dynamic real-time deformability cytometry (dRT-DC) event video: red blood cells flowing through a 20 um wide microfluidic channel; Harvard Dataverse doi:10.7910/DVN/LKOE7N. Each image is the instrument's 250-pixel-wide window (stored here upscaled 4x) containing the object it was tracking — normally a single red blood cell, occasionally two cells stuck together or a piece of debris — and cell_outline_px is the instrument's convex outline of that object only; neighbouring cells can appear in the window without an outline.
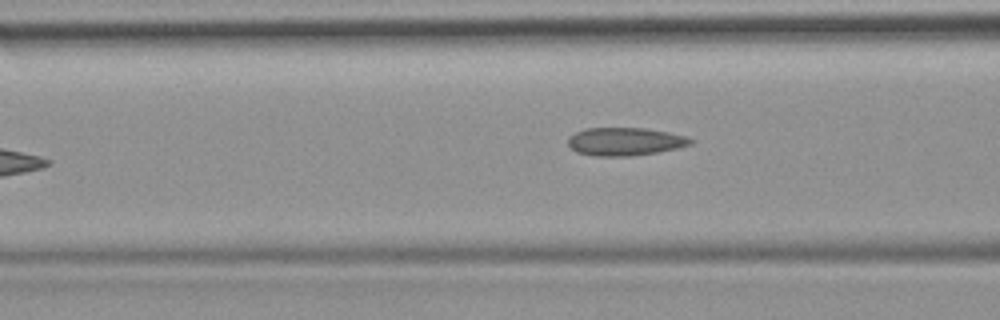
{"species": "common noctule bat (a hibernating species)", "species_latin": "Nyctalus noctula", "temperature_condition": "room temperature", "stored_images_in_passage": 6, "camera_frame_rate_fps": 3000, "um_per_image_px": 0.085, "animal": {"sex": "female", "body_mass_g": 19.9}, "frame": {"image": 1, "passage_image": 6, "time_ms": 6.667, "image_size_px": [1000, 320], "cell_outline_px": [[696, 140], [692, 144], [676, 148], [656, 152], [628, 156], [596, 156], [576, 152], [568, 144], [568, 136], [584, 128], [644, 128], [668, 132], [684, 136]], "centroid_in_image_um": [53.11, 12.02], "position_along_channel_um": 113.5, "area_um2": 19.94}}